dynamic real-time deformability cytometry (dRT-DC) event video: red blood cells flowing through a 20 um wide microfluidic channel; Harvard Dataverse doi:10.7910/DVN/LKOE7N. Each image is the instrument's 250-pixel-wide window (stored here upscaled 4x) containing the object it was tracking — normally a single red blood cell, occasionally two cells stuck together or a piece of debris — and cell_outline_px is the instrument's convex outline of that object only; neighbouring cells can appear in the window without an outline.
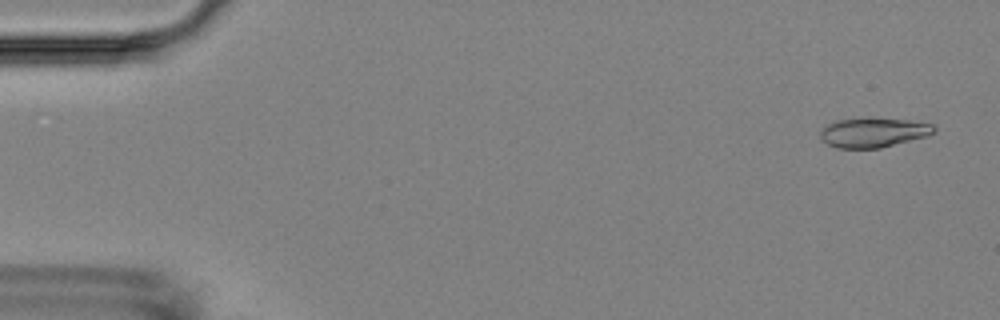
{"species": "Egyptian fruit bat (a non-hibernating species)", "species_latin": "Rousettus aegyptiacus", "temperature_condition": "room temperature", "stored_images_in_passage": 5, "camera_frame_rate_fps": 3000, "um_per_image_px": 0.085, "animal": {"sex": "female"}, "frame": {"image": 1, "passage_image": 1, "time_ms": 0.0, "image_size_px": [1000, 320], "cell_outline_px": [[936, 132], [928, 136], [880, 148], [836, 148], [820, 140], [820, 132], [828, 124], [836, 120], [860, 116], [872, 116], [908, 120], [936, 124]], "centroid_in_image_um": [74.26, 11.23], "position_along_channel_um": 10.7, "area_um2": 20.35}}
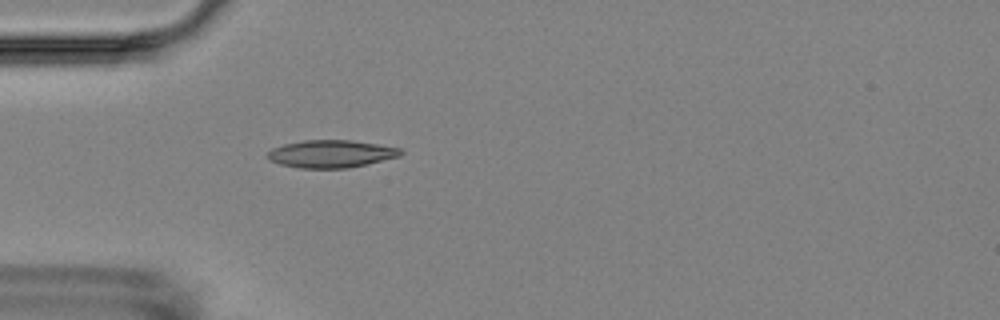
{"frame": {"image": 2, "passage_image": 5, "time_ms": 4.667, "image_size_px": [1000, 320], "cell_outline_px": [[404, 152], [400, 156], [348, 168], [300, 168], [280, 164], [268, 160], [268, 152], [272, 148], [284, 144], [304, 140], [352, 140], [400, 148]], "centroid_in_image_um": [28.13, 13.07], "position_along_channel_um": 56.9, "area_um2": 21.27}}